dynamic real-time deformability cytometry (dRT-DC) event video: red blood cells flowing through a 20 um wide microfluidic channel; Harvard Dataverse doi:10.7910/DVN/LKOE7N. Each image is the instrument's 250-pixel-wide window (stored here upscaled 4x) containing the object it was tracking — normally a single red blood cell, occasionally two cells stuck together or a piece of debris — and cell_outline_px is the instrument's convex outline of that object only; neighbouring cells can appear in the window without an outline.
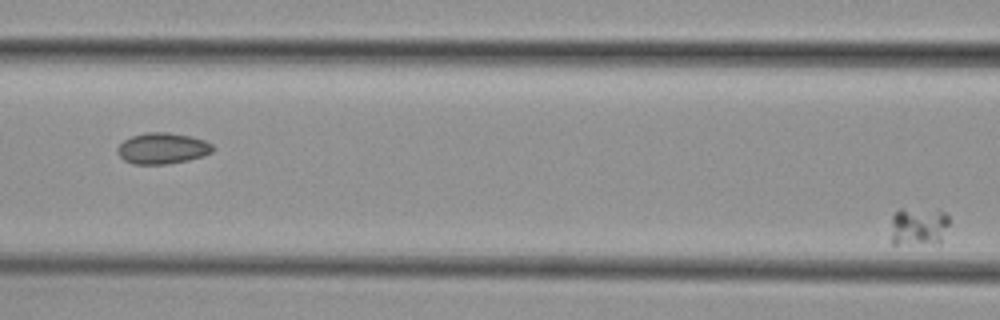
{"species": "common noctule bat (a hibernating species)", "species_latin": "Nyctalus noctula", "temperature_condition": "cold", "stored_images_in_passage": 17, "segment_of_instrument_passage": [2, 2], "camera_frame_rate_fps": 3000, "um_per_image_px": 0.085, "animal": {"sex": "female", "body_mass_g": 29.2, "forearm_length_mm": 56.3}, "frame": {"image": 1, "passage_image": 17, "time_ms": 5.333, "image_size_px": [1000, 320], "cell_outline_px": [[948, 224], [940, 244], [892, 244], [892, 216], [900, 208], [936, 208], [944, 212], [948, 216]], "centroid_in_image_um": [78.1, 19.22], "position_along_channel_um": 88.5, "area_um2": 13.47}}